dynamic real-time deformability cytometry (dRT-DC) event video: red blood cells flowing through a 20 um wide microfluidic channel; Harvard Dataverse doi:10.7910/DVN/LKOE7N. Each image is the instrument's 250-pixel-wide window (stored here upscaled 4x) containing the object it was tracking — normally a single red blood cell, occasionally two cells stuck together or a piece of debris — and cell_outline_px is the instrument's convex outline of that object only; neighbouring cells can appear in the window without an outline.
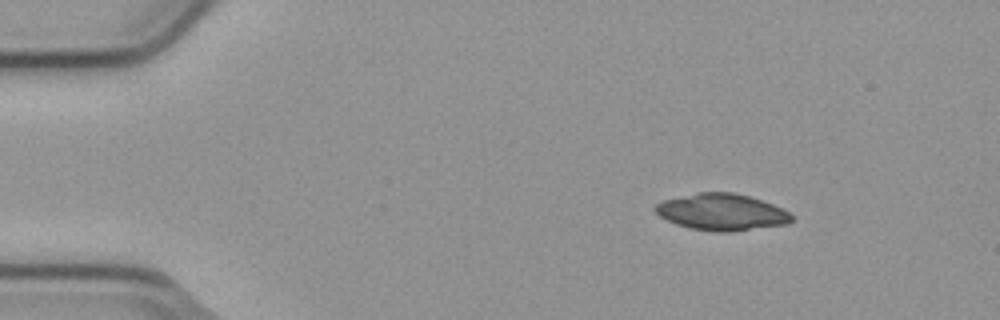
{"species": "common noctule bat (a hibernating species)", "species_latin": "Nyctalus noctula", "temperature_condition": "cold", "stored_images_in_passage": 5, "camera_frame_rate_fps": 3000, "um_per_image_px": 0.085, "animal": {"sex": "male", "body_mass_g": 23.1, "forearm_length_mm": 52.7}, "frame": {"image": 1, "passage_image": 2, "time_ms": 0.333, "image_size_px": [1000, 320], "cell_outline_px": [[792, 220], [788, 224], [732, 232], [716, 232], [688, 228], [676, 224], [660, 216], [652, 208], [656, 204], [664, 200], [696, 192], [732, 192], [748, 196], [772, 204], [788, 212], [792, 216]], "centroid_in_image_um": [61.32, 18.03], "position_along_channel_um": 23.7, "area_um2": 29.07}}